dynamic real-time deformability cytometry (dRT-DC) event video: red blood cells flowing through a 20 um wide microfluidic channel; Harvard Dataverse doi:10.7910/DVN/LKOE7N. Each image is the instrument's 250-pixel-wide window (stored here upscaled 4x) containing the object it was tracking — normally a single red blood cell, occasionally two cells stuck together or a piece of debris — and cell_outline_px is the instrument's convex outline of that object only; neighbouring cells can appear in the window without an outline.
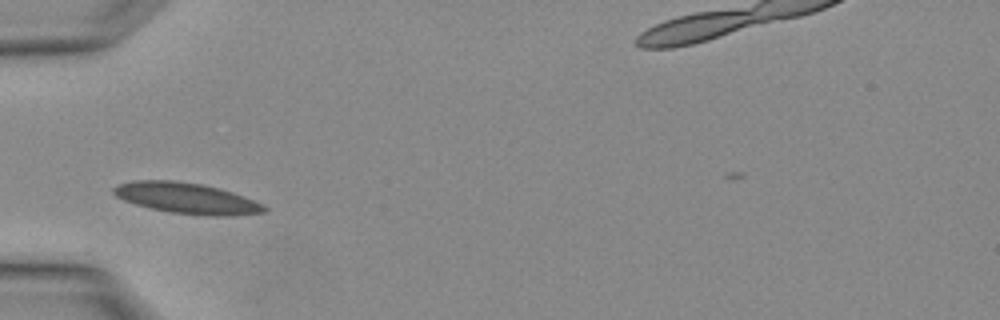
{"species": "Egyptian fruit bat (a non-hibernating species)", "species_latin": "Rousettus aegyptiacus", "temperature_condition": "warm", "stored_images_in_passage": 4, "camera_frame_rate_fps": 3000, "um_per_image_px": 0.085, "animal": {"sex": "female"}, "frame": {"image": 1, "passage_image": 4, "time_ms": 1.0, "image_size_px": [1000, 320], "cell_outline_px": [[268, 212], [228, 216], [208, 216], [168, 212], [136, 204], [124, 200], [116, 196], [112, 192], [112, 188], [120, 184], [132, 180], [172, 180], [200, 184], [220, 188], [232, 192], [264, 204], [268, 208]], "centroid_in_image_um": [15.89, 16.85], "position_along_channel_um": 69.1, "area_um2": 27.11}}